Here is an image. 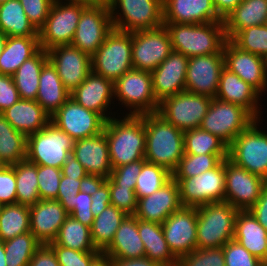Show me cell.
Masks as SVG:
<instances>
[{"mask_svg":"<svg viewBox=\"0 0 267 266\" xmlns=\"http://www.w3.org/2000/svg\"><path fill=\"white\" fill-rule=\"evenodd\" d=\"M72 154L92 180L107 179L110 176L112 167L104 131L98 135L74 141Z\"/></svg>","mask_w":267,"mask_h":266,"instance_id":"603a6c76","label":"cell"},{"mask_svg":"<svg viewBox=\"0 0 267 266\" xmlns=\"http://www.w3.org/2000/svg\"><path fill=\"white\" fill-rule=\"evenodd\" d=\"M165 240L179 259L197 248V207L182 206L162 223Z\"/></svg>","mask_w":267,"mask_h":266,"instance_id":"ac0fdd59","label":"cell"},{"mask_svg":"<svg viewBox=\"0 0 267 266\" xmlns=\"http://www.w3.org/2000/svg\"><path fill=\"white\" fill-rule=\"evenodd\" d=\"M69 98L70 92L64 87L56 68L48 61L40 73L36 102L52 116Z\"/></svg>","mask_w":267,"mask_h":266,"instance_id":"1f68e13d","label":"cell"},{"mask_svg":"<svg viewBox=\"0 0 267 266\" xmlns=\"http://www.w3.org/2000/svg\"><path fill=\"white\" fill-rule=\"evenodd\" d=\"M64 1H66V0H64ZM68 1L85 4L87 6H106V7H109L112 0H68Z\"/></svg>","mask_w":267,"mask_h":266,"instance_id":"a7ac6f4b","label":"cell"},{"mask_svg":"<svg viewBox=\"0 0 267 266\" xmlns=\"http://www.w3.org/2000/svg\"><path fill=\"white\" fill-rule=\"evenodd\" d=\"M0 203L16 204V177L12 165H4L0 169Z\"/></svg>","mask_w":267,"mask_h":266,"instance_id":"680465c9","label":"cell"},{"mask_svg":"<svg viewBox=\"0 0 267 266\" xmlns=\"http://www.w3.org/2000/svg\"><path fill=\"white\" fill-rule=\"evenodd\" d=\"M184 154L228 156V146L214 134L198 127L184 131Z\"/></svg>","mask_w":267,"mask_h":266,"instance_id":"7bdbcfd3","label":"cell"},{"mask_svg":"<svg viewBox=\"0 0 267 266\" xmlns=\"http://www.w3.org/2000/svg\"><path fill=\"white\" fill-rule=\"evenodd\" d=\"M182 207L178 183L171 178L152 195L139 198L135 217L146 222L162 224Z\"/></svg>","mask_w":267,"mask_h":266,"instance_id":"cb8c5ba5","label":"cell"},{"mask_svg":"<svg viewBox=\"0 0 267 266\" xmlns=\"http://www.w3.org/2000/svg\"><path fill=\"white\" fill-rule=\"evenodd\" d=\"M6 41H7V35H5L4 33L0 31V55L2 51L4 50Z\"/></svg>","mask_w":267,"mask_h":266,"instance_id":"8c879c8a","label":"cell"},{"mask_svg":"<svg viewBox=\"0 0 267 266\" xmlns=\"http://www.w3.org/2000/svg\"><path fill=\"white\" fill-rule=\"evenodd\" d=\"M54 0L45 24L38 30L40 48L49 50L71 44L85 4Z\"/></svg>","mask_w":267,"mask_h":266,"instance_id":"9c48e42d","label":"cell"},{"mask_svg":"<svg viewBox=\"0 0 267 266\" xmlns=\"http://www.w3.org/2000/svg\"><path fill=\"white\" fill-rule=\"evenodd\" d=\"M5 259L4 241L0 239V266H7Z\"/></svg>","mask_w":267,"mask_h":266,"instance_id":"2644e50d","label":"cell"},{"mask_svg":"<svg viewBox=\"0 0 267 266\" xmlns=\"http://www.w3.org/2000/svg\"><path fill=\"white\" fill-rule=\"evenodd\" d=\"M55 244L81 252H101L91 239L90 227L68 215L53 241Z\"/></svg>","mask_w":267,"mask_h":266,"instance_id":"f35d334b","label":"cell"},{"mask_svg":"<svg viewBox=\"0 0 267 266\" xmlns=\"http://www.w3.org/2000/svg\"><path fill=\"white\" fill-rule=\"evenodd\" d=\"M50 122L76 141L103 132L106 120L100 114L69 98L50 116Z\"/></svg>","mask_w":267,"mask_h":266,"instance_id":"2e32d148","label":"cell"},{"mask_svg":"<svg viewBox=\"0 0 267 266\" xmlns=\"http://www.w3.org/2000/svg\"><path fill=\"white\" fill-rule=\"evenodd\" d=\"M267 181L225 159L224 201L239 211H248L260 197Z\"/></svg>","mask_w":267,"mask_h":266,"instance_id":"9a60e30c","label":"cell"},{"mask_svg":"<svg viewBox=\"0 0 267 266\" xmlns=\"http://www.w3.org/2000/svg\"><path fill=\"white\" fill-rule=\"evenodd\" d=\"M224 67L223 53L189 57L185 91L215 98Z\"/></svg>","mask_w":267,"mask_h":266,"instance_id":"d6986e66","label":"cell"},{"mask_svg":"<svg viewBox=\"0 0 267 266\" xmlns=\"http://www.w3.org/2000/svg\"><path fill=\"white\" fill-rule=\"evenodd\" d=\"M256 119L228 146V159L267 181V131L258 128Z\"/></svg>","mask_w":267,"mask_h":266,"instance_id":"ba28073f","label":"cell"},{"mask_svg":"<svg viewBox=\"0 0 267 266\" xmlns=\"http://www.w3.org/2000/svg\"><path fill=\"white\" fill-rule=\"evenodd\" d=\"M138 232L144 243L145 257L160 266H177L178 259L169 250L162 224L138 219Z\"/></svg>","mask_w":267,"mask_h":266,"instance_id":"836d02e7","label":"cell"},{"mask_svg":"<svg viewBox=\"0 0 267 266\" xmlns=\"http://www.w3.org/2000/svg\"><path fill=\"white\" fill-rule=\"evenodd\" d=\"M127 215L113 205H108L93 220L91 239L95 248L103 252L113 241L115 233Z\"/></svg>","mask_w":267,"mask_h":266,"instance_id":"74e56055","label":"cell"},{"mask_svg":"<svg viewBox=\"0 0 267 266\" xmlns=\"http://www.w3.org/2000/svg\"><path fill=\"white\" fill-rule=\"evenodd\" d=\"M3 206L4 205L2 203H0V214H1V211H2Z\"/></svg>","mask_w":267,"mask_h":266,"instance_id":"753ad0ef","label":"cell"},{"mask_svg":"<svg viewBox=\"0 0 267 266\" xmlns=\"http://www.w3.org/2000/svg\"><path fill=\"white\" fill-rule=\"evenodd\" d=\"M172 51L170 34L164 25L132 32L133 69L152 72Z\"/></svg>","mask_w":267,"mask_h":266,"instance_id":"5bb4252c","label":"cell"},{"mask_svg":"<svg viewBox=\"0 0 267 266\" xmlns=\"http://www.w3.org/2000/svg\"><path fill=\"white\" fill-rule=\"evenodd\" d=\"M163 22L203 24L223 22L212 0H163Z\"/></svg>","mask_w":267,"mask_h":266,"instance_id":"4316f807","label":"cell"},{"mask_svg":"<svg viewBox=\"0 0 267 266\" xmlns=\"http://www.w3.org/2000/svg\"><path fill=\"white\" fill-rule=\"evenodd\" d=\"M177 266H225L223 247L195 249L178 259Z\"/></svg>","mask_w":267,"mask_h":266,"instance_id":"c3c4849f","label":"cell"},{"mask_svg":"<svg viewBox=\"0 0 267 266\" xmlns=\"http://www.w3.org/2000/svg\"><path fill=\"white\" fill-rule=\"evenodd\" d=\"M114 98L129 108L126 115L157 113L159 103L154 97L151 72L132 69L114 82Z\"/></svg>","mask_w":267,"mask_h":266,"instance_id":"30bf717a","label":"cell"},{"mask_svg":"<svg viewBox=\"0 0 267 266\" xmlns=\"http://www.w3.org/2000/svg\"><path fill=\"white\" fill-rule=\"evenodd\" d=\"M225 266H263L264 262L252 255L234 239L223 246Z\"/></svg>","mask_w":267,"mask_h":266,"instance_id":"f5cc1de1","label":"cell"},{"mask_svg":"<svg viewBox=\"0 0 267 266\" xmlns=\"http://www.w3.org/2000/svg\"><path fill=\"white\" fill-rule=\"evenodd\" d=\"M212 97L183 91L159 103L157 114L184 131L196 129L205 117Z\"/></svg>","mask_w":267,"mask_h":266,"instance_id":"7c38bea8","label":"cell"},{"mask_svg":"<svg viewBox=\"0 0 267 266\" xmlns=\"http://www.w3.org/2000/svg\"><path fill=\"white\" fill-rule=\"evenodd\" d=\"M172 178L166 168L146 162L137 177L135 193L137 200L152 195Z\"/></svg>","mask_w":267,"mask_h":266,"instance_id":"bcb514c9","label":"cell"},{"mask_svg":"<svg viewBox=\"0 0 267 266\" xmlns=\"http://www.w3.org/2000/svg\"><path fill=\"white\" fill-rule=\"evenodd\" d=\"M90 193L92 196L91 212L96 217L108 205H111L109 185L104 179L92 180L90 182Z\"/></svg>","mask_w":267,"mask_h":266,"instance_id":"91938a15","label":"cell"},{"mask_svg":"<svg viewBox=\"0 0 267 266\" xmlns=\"http://www.w3.org/2000/svg\"><path fill=\"white\" fill-rule=\"evenodd\" d=\"M61 177V169L37 165L38 190L41 200L57 199Z\"/></svg>","mask_w":267,"mask_h":266,"instance_id":"f907efd6","label":"cell"},{"mask_svg":"<svg viewBox=\"0 0 267 266\" xmlns=\"http://www.w3.org/2000/svg\"><path fill=\"white\" fill-rule=\"evenodd\" d=\"M26 232H30L29 206L4 205L0 214V239L5 242Z\"/></svg>","mask_w":267,"mask_h":266,"instance_id":"b9f144b4","label":"cell"},{"mask_svg":"<svg viewBox=\"0 0 267 266\" xmlns=\"http://www.w3.org/2000/svg\"><path fill=\"white\" fill-rule=\"evenodd\" d=\"M92 196L90 193V183L77 193L74 199V208L69 212L73 218L82 224L92 227L94 214L91 212Z\"/></svg>","mask_w":267,"mask_h":266,"instance_id":"11a10c76","label":"cell"},{"mask_svg":"<svg viewBox=\"0 0 267 266\" xmlns=\"http://www.w3.org/2000/svg\"><path fill=\"white\" fill-rule=\"evenodd\" d=\"M20 99L12 76L0 74V113Z\"/></svg>","mask_w":267,"mask_h":266,"instance_id":"94428289","label":"cell"},{"mask_svg":"<svg viewBox=\"0 0 267 266\" xmlns=\"http://www.w3.org/2000/svg\"><path fill=\"white\" fill-rule=\"evenodd\" d=\"M147 161L145 159L134 161L112 169L110 178L118 185L125 187H135L137 177L141 173L142 166Z\"/></svg>","mask_w":267,"mask_h":266,"instance_id":"6f0895ef","label":"cell"},{"mask_svg":"<svg viewBox=\"0 0 267 266\" xmlns=\"http://www.w3.org/2000/svg\"><path fill=\"white\" fill-rule=\"evenodd\" d=\"M109 9L116 30L132 33L164 25L163 0H112Z\"/></svg>","mask_w":267,"mask_h":266,"instance_id":"52a82bcc","label":"cell"},{"mask_svg":"<svg viewBox=\"0 0 267 266\" xmlns=\"http://www.w3.org/2000/svg\"><path fill=\"white\" fill-rule=\"evenodd\" d=\"M189 58L172 51L170 55L151 72L154 97L158 103L165 98L185 91Z\"/></svg>","mask_w":267,"mask_h":266,"instance_id":"7402d4cb","label":"cell"},{"mask_svg":"<svg viewBox=\"0 0 267 266\" xmlns=\"http://www.w3.org/2000/svg\"><path fill=\"white\" fill-rule=\"evenodd\" d=\"M104 180L109 185L111 205L126 215H135L138 202L135 187L118 186L110 177Z\"/></svg>","mask_w":267,"mask_h":266,"instance_id":"681fc988","label":"cell"},{"mask_svg":"<svg viewBox=\"0 0 267 266\" xmlns=\"http://www.w3.org/2000/svg\"><path fill=\"white\" fill-rule=\"evenodd\" d=\"M91 266H112L111 258L101 253L91 264Z\"/></svg>","mask_w":267,"mask_h":266,"instance_id":"89a4df30","label":"cell"},{"mask_svg":"<svg viewBox=\"0 0 267 266\" xmlns=\"http://www.w3.org/2000/svg\"><path fill=\"white\" fill-rule=\"evenodd\" d=\"M223 54L226 69L237 74L261 95L267 90V66L264 57L243 51L228 39L224 43Z\"/></svg>","mask_w":267,"mask_h":266,"instance_id":"44dd1931","label":"cell"},{"mask_svg":"<svg viewBox=\"0 0 267 266\" xmlns=\"http://www.w3.org/2000/svg\"><path fill=\"white\" fill-rule=\"evenodd\" d=\"M215 98L245 108L255 119L261 118L259 98L261 94L237 74L224 67Z\"/></svg>","mask_w":267,"mask_h":266,"instance_id":"83f0119b","label":"cell"},{"mask_svg":"<svg viewBox=\"0 0 267 266\" xmlns=\"http://www.w3.org/2000/svg\"><path fill=\"white\" fill-rule=\"evenodd\" d=\"M109 258L145 257L144 243L138 232V219L127 215L117 229L111 244L102 252Z\"/></svg>","mask_w":267,"mask_h":266,"instance_id":"f546056e","label":"cell"},{"mask_svg":"<svg viewBox=\"0 0 267 266\" xmlns=\"http://www.w3.org/2000/svg\"><path fill=\"white\" fill-rule=\"evenodd\" d=\"M227 158L228 156H216L215 154H184L172 172V178L195 177L207 170H212Z\"/></svg>","mask_w":267,"mask_h":266,"instance_id":"f6af8a7d","label":"cell"},{"mask_svg":"<svg viewBox=\"0 0 267 266\" xmlns=\"http://www.w3.org/2000/svg\"><path fill=\"white\" fill-rule=\"evenodd\" d=\"M9 124L28 137L50 122V115L36 100L20 99L2 112Z\"/></svg>","mask_w":267,"mask_h":266,"instance_id":"f1b7e54d","label":"cell"},{"mask_svg":"<svg viewBox=\"0 0 267 266\" xmlns=\"http://www.w3.org/2000/svg\"><path fill=\"white\" fill-rule=\"evenodd\" d=\"M70 98L84 108L100 114L106 121L113 118L107 113V108L110 109L114 99V82L93 71L70 93Z\"/></svg>","mask_w":267,"mask_h":266,"instance_id":"d4e9b609","label":"cell"},{"mask_svg":"<svg viewBox=\"0 0 267 266\" xmlns=\"http://www.w3.org/2000/svg\"><path fill=\"white\" fill-rule=\"evenodd\" d=\"M28 266H60L56 255L48 244H42L34 253Z\"/></svg>","mask_w":267,"mask_h":266,"instance_id":"6125c7cd","label":"cell"},{"mask_svg":"<svg viewBox=\"0 0 267 266\" xmlns=\"http://www.w3.org/2000/svg\"><path fill=\"white\" fill-rule=\"evenodd\" d=\"M0 31L11 37L38 36V30L29 21L19 0L0 4Z\"/></svg>","mask_w":267,"mask_h":266,"instance_id":"8d00e7d4","label":"cell"},{"mask_svg":"<svg viewBox=\"0 0 267 266\" xmlns=\"http://www.w3.org/2000/svg\"><path fill=\"white\" fill-rule=\"evenodd\" d=\"M234 240L267 263V230L249 210L239 211L236 215Z\"/></svg>","mask_w":267,"mask_h":266,"instance_id":"4dcf8cb0","label":"cell"},{"mask_svg":"<svg viewBox=\"0 0 267 266\" xmlns=\"http://www.w3.org/2000/svg\"><path fill=\"white\" fill-rule=\"evenodd\" d=\"M255 120L245 108L213 98L200 128L229 146Z\"/></svg>","mask_w":267,"mask_h":266,"instance_id":"8fae6325","label":"cell"},{"mask_svg":"<svg viewBox=\"0 0 267 266\" xmlns=\"http://www.w3.org/2000/svg\"><path fill=\"white\" fill-rule=\"evenodd\" d=\"M266 19L267 0H242L223 20L226 39L245 28L265 25Z\"/></svg>","mask_w":267,"mask_h":266,"instance_id":"d6a6232c","label":"cell"},{"mask_svg":"<svg viewBox=\"0 0 267 266\" xmlns=\"http://www.w3.org/2000/svg\"><path fill=\"white\" fill-rule=\"evenodd\" d=\"M145 160L172 173L184 155V132L157 113L144 114Z\"/></svg>","mask_w":267,"mask_h":266,"instance_id":"7a4b0ae2","label":"cell"},{"mask_svg":"<svg viewBox=\"0 0 267 266\" xmlns=\"http://www.w3.org/2000/svg\"><path fill=\"white\" fill-rule=\"evenodd\" d=\"M41 245L31 232L5 241L4 251L7 266H28L34 253Z\"/></svg>","mask_w":267,"mask_h":266,"instance_id":"ee69618b","label":"cell"},{"mask_svg":"<svg viewBox=\"0 0 267 266\" xmlns=\"http://www.w3.org/2000/svg\"><path fill=\"white\" fill-rule=\"evenodd\" d=\"M27 137L15 130L0 113V161L14 165L26 160Z\"/></svg>","mask_w":267,"mask_h":266,"instance_id":"ab89813d","label":"cell"},{"mask_svg":"<svg viewBox=\"0 0 267 266\" xmlns=\"http://www.w3.org/2000/svg\"><path fill=\"white\" fill-rule=\"evenodd\" d=\"M48 61L47 51L41 48L12 75L21 99L36 100L40 73Z\"/></svg>","mask_w":267,"mask_h":266,"instance_id":"d590c367","label":"cell"},{"mask_svg":"<svg viewBox=\"0 0 267 266\" xmlns=\"http://www.w3.org/2000/svg\"><path fill=\"white\" fill-rule=\"evenodd\" d=\"M61 174L70 178H91L73 154H70L61 167Z\"/></svg>","mask_w":267,"mask_h":266,"instance_id":"be15d7a7","label":"cell"},{"mask_svg":"<svg viewBox=\"0 0 267 266\" xmlns=\"http://www.w3.org/2000/svg\"><path fill=\"white\" fill-rule=\"evenodd\" d=\"M112 30L109 7L87 6L80 15L71 45L92 56Z\"/></svg>","mask_w":267,"mask_h":266,"instance_id":"e0dca14e","label":"cell"},{"mask_svg":"<svg viewBox=\"0 0 267 266\" xmlns=\"http://www.w3.org/2000/svg\"><path fill=\"white\" fill-rule=\"evenodd\" d=\"M123 117L118 119L113 116L106 121L103 130L108 142L112 169L145 159L144 114Z\"/></svg>","mask_w":267,"mask_h":266,"instance_id":"6da1fadb","label":"cell"},{"mask_svg":"<svg viewBox=\"0 0 267 266\" xmlns=\"http://www.w3.org/2000/svg\"><path fill=\"white\" fill-rule=\"evenodd\" d=\"M30 232L41 244L53 242L69 215L57 200H39L29 207Z\"/></svg>","mask_w":267,"mask_h":266,"instance_id":"484cf974","label":"cell"},{"mask_svg":"<svg viewBox=\"0 0 267 266\" xmlns=\"http://www.w3.org/2000/svg\"><path fill=\"white\" fill-rule=\"evenodd\" d=\"M48 60L56 68L64 87L71 93L92 71L91 56L77 47L60 45L47 50Z\"/></svg>","mask_w":267,"mask_h":266,"instance_id":"ffe728a7","label":"cell"},{"mask_svg":"<svg viewBox=\"0 0 267 266\" xmlns=\"http://www.w3.org/2000/svg\"><path fill=\"white\" fill-rule=\"evenodd\" d=\"M164 26L170 34L172 49L188 58L223 53V46L227 40L224 22L164 23Z\"/></svg>","mask_w":267,"mask_h":266,"instance_id":"3957f363","label":"cell"},{"mask_svg":"<svg viewBox=\"0 0 267 266\" xmlns=\"http://www.w3.org/2000/svg\"><path fill=\"white\" fill-rule=\"evenodd\" d=\"M4 166V164L0 161V169Z\"/></svg>","mask_w":267,"mask_h":266,"instance_id":"34e18365","label":"cell"},{"mask_svg":"<svg viewBox=\"0 0 267 266\" xmlns=\"http://www.w3.org/2000/svg\"><path fill=\"white\" fill-rule=\"evenodd\" d=\"M39 36L11 37L0 55V74L12 76L17 69L40 50Z\"/></svg>","mask_w":267,"mask_h":266,"instance_id":"e575fe53","label":"cell"},{"mask_svg":"<svg viewBox=\"0 0 267 266\" xmlns=\"http://www.w3.org/2000/svg\"><path fill=\"white\" fill-rule=\"evenodd\" d=\"M92 71L113 82L133 69L132 33L113 29L91 56Z\"/></svg>","mask_w":267,"mask_h":266,"instance_id":"5b68a950","label":"cell"},{"mask_svg":"<svg viewBox=\"0 0 267 266\" xmlns=\"http://www.w3.org/2000/svg\"><path fill=\"white\" fill-rule=\"evenodd\" d=\"M239 210L228 202H213L197 207V249L223 247L234 239Z\"/></svg>","mask_w":267,"mask_h":266,"instance_id":"277c9868","label":"cell"},{"mask_svg":"<svg viewBox=\"0 0 267 266\" xmlns=\"http://www.w3.org/2000/svg\"><path fill=\"white\" fill-rule=\"evenodd\" d=\"M91 181V178H70L62 175L56 200L69 213L74 208V199L77 193L84 189Z\"/></svg>","mask_w":267,"mask_h":266,"instance_id":"db71d44e","label":"cell"},{"mask_svg":"<svg viewBox=\"0 0 267 266\" xmlns=\"http://www.w3.org/2000/svg\"><path fill=\"white\" fill-rule=\"evenodd\" d=\"M5 1H7V0H0V4H1V3H4Z\"/></svg>","mask_w":267,"mask_h":266,"instance_id":"11e5206c","label":"cell"},{"mask_svg":"<svg viewBox=\"0 0 267 266\" xmlns=\"http://www.w3.org/2000/svg\"><path fill=\"white\" fill-rule=\"evenodd\" d=\"M26 16L33 26L39 30L49 15L54 0H19Z\"/></svg>","mask_w":267,"mask_h":266,"instance_id":"9f6ffc18","label":"cell"},{"mask_svg":"<svg viewBox=\"0 0 267 266\" xmlns=\"http://www.w3.org/2000/svg\"><path fill=\"white\" fill-rule=\"evenodd\" d=\"M54 251L60 266H91L102 252H81L51 242L48 244Z\"/></svg>","mask_w":267,"mask_h":266,"instance_id":"816d5d0a","label":"cell"},{"mask_svg":"<svg viewBox=\"0 0 267 266\" xmlns=\"http://www.w3.org/2000/svg\"><path fill=\"white\" fill-rule=\"evenodd\" d=\"M112 266H160L147 257L133 259L111 258Z\"/></svg>","mask_w":267,"mask_h":266,"instance_id":"03108f58","label":"cell"},{"mask_svg":"<svg viewBox=\"0 0 267 266\" xmlns=\"http://www.w3.org/2000/svg\"><path fill=\"white\" fill-rule=\"evenodd\" d=\"M230 41L243 51L267 58L266 25H256L238 31Z\"/></svg>","mask_w":267,"mask_h":266,"instance_id":"7dc6e473","label":"cell"},{"mask_svg":"<svg viewBox=\"0 0 267 266\" xmlns=\"http://www.w3.org/2000/svg\"><path fill=\"white\" fill-rule=\"evenodd\" d=\"M12 166L16 177V203L30 207L40 200L37 165L23 160Z\"/></svg>","mask_w":267,"mask_h":266,"instance_id":"60d3db41","label":"cell"},{"mask_svg":"<svg viewBox=\"0 0 267 266\" xmlns=\"http://www.w3.org/2000/svg\"><path fill=\"white\" fill-rule=\"evenodd\" d=\"M260 225L267 230V185L262 189L257 202L249 209Z\"/></svg>","mask_w":267,"mask_h":266,"instance_id":"e7e4bbea","label":"cell"},{"mask_svg":"<svg viewBox=\"0 0 267 266\" xmlns=\"http://www.w3.org/2000/svg\"><path fill=\"white\" fill-rule=\"evenodd\" d=\"M74 140L49 122L43 129L27 137L26 160L41 166L61 169L73 152Z\"/></svg>","mask_w":267,"mask_h":266,"instance_id":"8992f818","label":"cell"},{"mask_svg":"<svg viewBox=\"0 0 267 266\" xmlns=\"http://www.w3.org/2000/svg\"><path fill=\"white\" fill-rule=\"evenodd\" d=\"M217 14L224 20L242 0H212Z\"/></svg>","mask_w":267,"mask_h":266,"instance_id":"003e7915","label":"cell"},{"mask_svg":"<svg viewBox=\"0 0 267 266\" xmlns=\"http://www.w3.org/2000/svg\"><path fill=\"white\" fill-rule=\"evenodd\" d=\"M173 179L178 183L182 206L198 207L224 201L225 160L195 177Z\"/></svg>","mask_w":267,"mask_h":266,"instance_id":"4fadbf2b","label":"cell"}]
</instances>
